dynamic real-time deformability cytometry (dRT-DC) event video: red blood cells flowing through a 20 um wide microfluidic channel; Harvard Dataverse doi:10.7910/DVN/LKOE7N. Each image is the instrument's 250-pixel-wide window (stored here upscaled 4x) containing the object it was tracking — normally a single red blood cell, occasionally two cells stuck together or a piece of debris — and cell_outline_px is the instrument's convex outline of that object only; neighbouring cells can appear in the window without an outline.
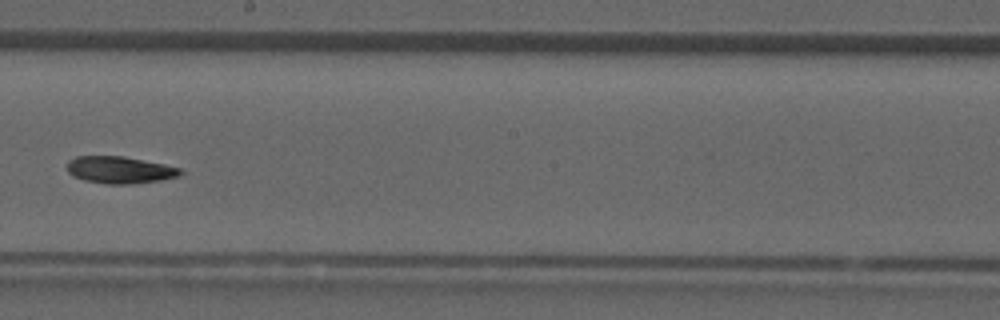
{"species": "common noctule bat (a hibernating species)", "species_latin": "Nyctalus noctula", "temperature_condition": "room temperature", "stored_images_in_passage": 31, "camera_frame_rate_fps": 3000, "um_per_image_px": 0.085, "animal": {"sex": "male", "forearm_length_mm": 52.5}, "frame": {"image": 1, "passage_image": 14, "time_ms": 4.333, "image_size_px": [1000, 320], "cell_outline_px": [[184, 172], [180, 176], [160, 180], [132, 184], [104, 184], [84, 180], [72, 176], [68, 172], [68, 160], [76, 156], [124, 156], [164, 164], [180, 168]], "centroid_in_image_um": [10.18, 14.44], "position_along_channel_um": 238.0, "area_um2": 17.98}}